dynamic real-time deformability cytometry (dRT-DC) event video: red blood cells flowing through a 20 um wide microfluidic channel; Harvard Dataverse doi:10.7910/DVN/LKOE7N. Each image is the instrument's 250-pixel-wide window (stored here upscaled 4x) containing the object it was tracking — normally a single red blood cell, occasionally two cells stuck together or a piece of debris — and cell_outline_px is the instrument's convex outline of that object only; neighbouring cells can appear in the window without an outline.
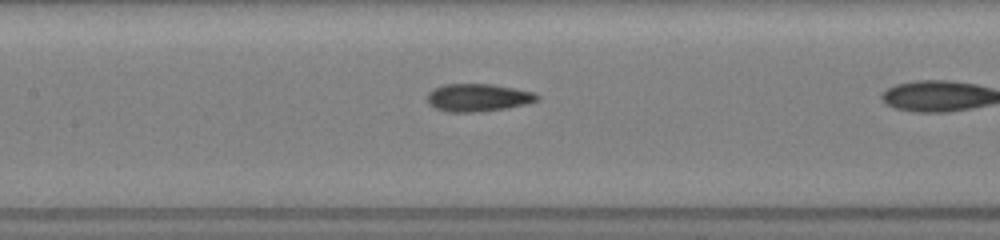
{"species": "common noctule bat (a hibernating species)", "species_latin": "Nyctalus noctula", "temperature_condition": "room temperature", "stored_images_in_passage": 7, "camera_frame_rate_fps": 3000, "um_per_image_px": 0.085, "animal": {"sex": "female", "body_mass_g": 19.5, "forearm_length_mm": 54.1}, "frame": {"image": 1, "passage_image": 5, "time_ms": 3.333, "image_size_px": [1000, 240], "cell_outline_px": [[540, 100], [508, 108], [472, 112], [448, 112], [436, 108], [428, 104], [428, 92], [432, 88], [444, 84], [492, 84], [532, 92], [540, 96]], "centroid_in_image_um": [40.6, 8.29], "position_along_channel_um": 166.8, "area_um2": 17.69}}